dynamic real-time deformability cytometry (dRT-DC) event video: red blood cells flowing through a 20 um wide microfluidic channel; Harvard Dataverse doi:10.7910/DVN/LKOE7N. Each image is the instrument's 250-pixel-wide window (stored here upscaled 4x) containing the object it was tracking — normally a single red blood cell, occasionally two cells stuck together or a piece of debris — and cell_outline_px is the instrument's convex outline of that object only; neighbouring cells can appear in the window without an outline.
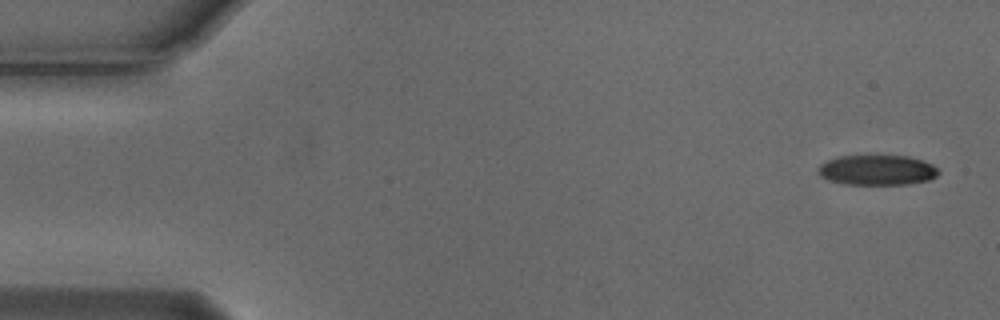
{"species": "Egyptian fruit bat (a non-hibernating species)", "species_latin": "Rousettus aegyptiacus", "temperature_condition": "cold", "stored_images_in_passage": 5, "camera_frame_rate_fps": 3000, "um_per_image_px": 0.085, "animal": {"sex": "male"}, "frame": {"image": 1, "passage_image": 1, "time_ms": 0.0, "image_size_px": [1000, 320], "cell_outline_px": [[940, 172], [936, 176], [928, 180], [908, 184], [844, 184], [828, 180], [820, 176], [816, 172], [816, 168], [824, 160], [836, 156], [908, 156], [924, 160], [932, 164]], "centroid_in_image_um": [74.5, 14.45], "position_along_channel_um": 10.5, "area_um2": 21.39}}
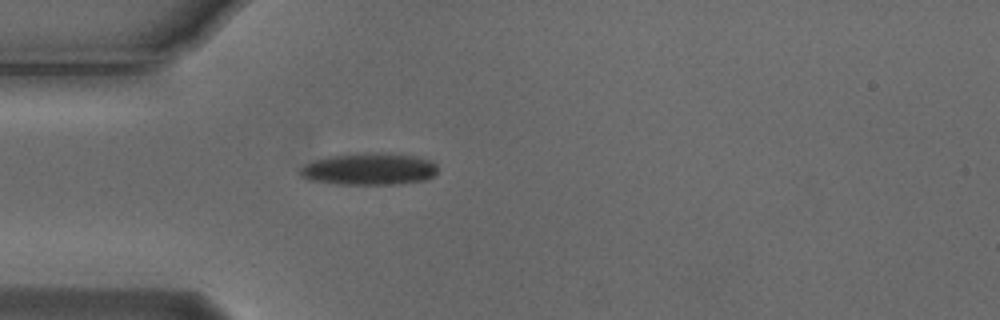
{"frame": {"image": 2, "passage_image": 5, "time_ms": 1.333, "image_size_px": [1000, 320], "cell_outline_px": [[436, 172], [428, 180], [396, 184], [336, 184], [308, 180], [300, 176], [300, 168], [304, 164], [328, 156], [368, 152], [388, 152], [412, 156], [432, 160], [436, 164]], "centroid_in_image_um": [31.37, 14.36], "position_along_channel_um": 53.6, "area_um2": 25.89}}